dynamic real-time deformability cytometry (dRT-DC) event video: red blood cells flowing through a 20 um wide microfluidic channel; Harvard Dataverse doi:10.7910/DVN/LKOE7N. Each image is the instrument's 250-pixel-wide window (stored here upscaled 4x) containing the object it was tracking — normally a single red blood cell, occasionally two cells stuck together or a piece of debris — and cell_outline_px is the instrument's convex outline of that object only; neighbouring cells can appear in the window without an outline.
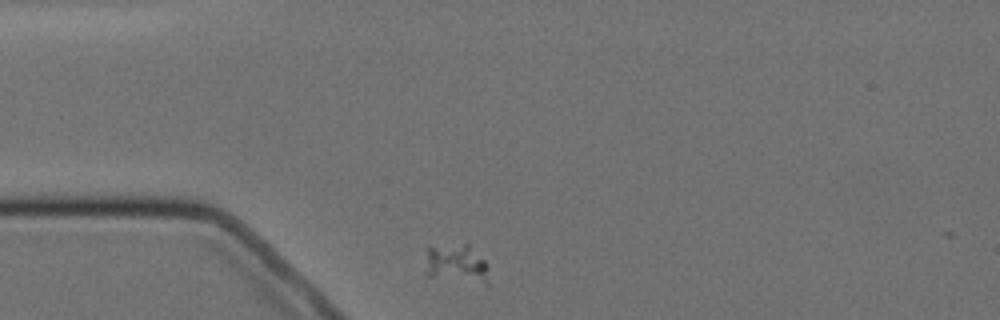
{"species": "Egyptian fruit bat (a non-hibernating species)", "species_latin": "Rousettus aegyptiacus", "temperature_condition": "cold", "stored_images_in_passage": 2, "camera_frame_rate_fps": 3000, "um_per_image_px": 0.085, "animal": {"sex": "female"}, "frame": {"image": 1, "passage_image": 1, "time_ms": 0.0, "image_size_px": [1000, 320], "cell_outline_px": [[488, 288], [428, 276], [424, 272], [428, 244], [468, 244], [488, 264]], "centroid_in_image_um": [38.81, 22.47], "position_along_channel_um": 46.2, "area_um2": 15.49}}